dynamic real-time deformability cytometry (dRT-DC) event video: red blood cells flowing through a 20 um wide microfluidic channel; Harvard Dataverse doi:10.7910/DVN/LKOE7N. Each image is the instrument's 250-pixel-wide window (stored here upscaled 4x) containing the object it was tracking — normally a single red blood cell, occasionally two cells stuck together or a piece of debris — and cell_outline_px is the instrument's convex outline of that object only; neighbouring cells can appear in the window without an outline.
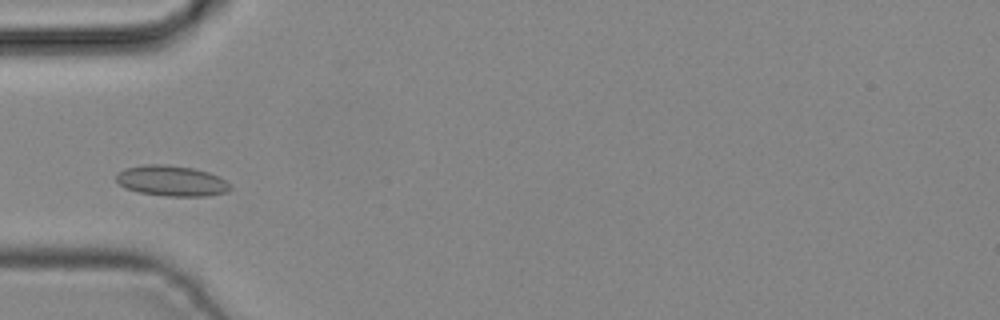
{"species": "common noctule bat (a hibernating species)", "species_latin": "Nyctalus noctula", "temperature_condition": "cold", "stored_images_in_passage": 2, "camera_frame_rate_fps": 3000, "um_per_image_px": 0.085, "animal": {"sex": "male", "body_mass_g": 19.2, "forearm_length_mm": 51.8}, "frame": {"image": 1, "passage_image": 1, "time_ms": 0.0, "image_size_px": [1000, 320], "cell_outline_px": [[232, 188], [228, 192], [208, 196], [168, 196], [140, 192], [124, 188], [116, 180], [116, 172], [124, 168], [144, 164], [164, 164], [192, 168], [208, 172], [224, 180]], "centroid_in_image_um": [14.54, 15.37], "position_along_channel_um": 70.5, "area_um2": 20.29}}
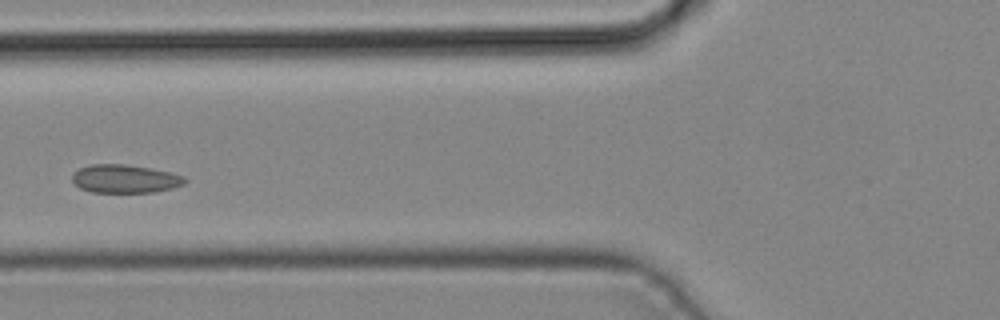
{"frame": {"image": 2, "passage_image": 2, "time_ms": 0.333, "image_size_px": [1000, 320], "cell_outline_px": [[188, 180], [184, 184], [172, 188], [152, 192], [92, 192], [80, 188], [72, 180], [72, 176], [80, 168], [92, 164], [124, 164], [148, 168], [168, 172], [184, 176]], "centroid_in_image_um": [10.63, 15.2], "position_along_channel_um": 115.2, "area_um2": 18.32}}